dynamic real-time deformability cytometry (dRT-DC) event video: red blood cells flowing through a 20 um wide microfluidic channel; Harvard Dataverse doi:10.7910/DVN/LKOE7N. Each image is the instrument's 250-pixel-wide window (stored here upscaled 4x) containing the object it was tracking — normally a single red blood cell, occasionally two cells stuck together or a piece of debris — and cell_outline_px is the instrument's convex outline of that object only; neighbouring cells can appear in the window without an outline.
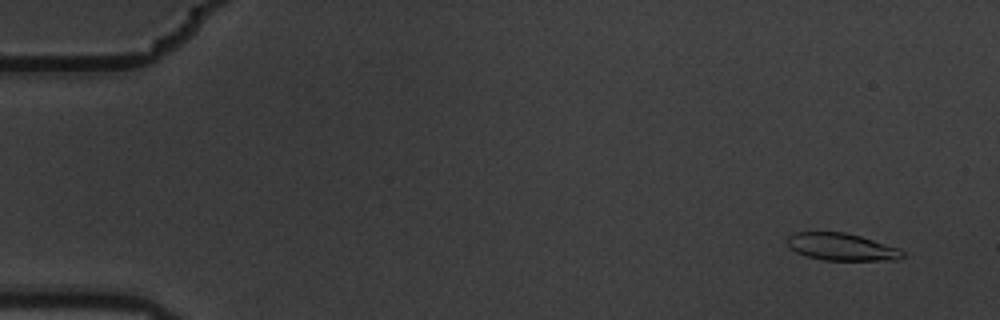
{"species": "common noctule bat (a hibernating species)", "species_latin": "Nyctalus noctula", "temperature_condition": "warm", "stored_images_in_passage": 5, "camera_frame_rate_fps": 3000, "um_per_image_px": 0.085, "animal": {"sex": "male", "body_mass_g": 19.5, "forearm_length_mm": 54.6}, "frame": {"image": 1, "passage_image": 2, "time_ms": 0.333, "image_size_px": [1000, 320], "cell_outline_px": [[904, 256], [900, 260], [824, 260], [804, 256], [788, 248], [788, 236], [796, 232], [844, 232], [860, 236], [900, 248], [904, 252]], "centroid_in_image_um": [71.54, 20.99], "position_along_channel_um": 13.5, "area_um2": 18.44}}